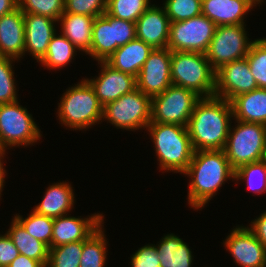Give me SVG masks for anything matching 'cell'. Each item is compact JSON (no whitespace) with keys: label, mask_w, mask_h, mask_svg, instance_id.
I'll return each instance as SVG.
<instances>
[{"label":"cell","mask_w":266,"mask_h":267,"mask_svg":"<svg viewBox=\"0 0 266 267\" xmlns=\"http://www.w3.org/2000/svg\"><path fill=\"white\" fill-rule=\"evenodd\" d=\"M232 106L226 99L201 98L194 107L187 130L194 151L224 150L230 130Z\"/></svg>","instance_id":"cell-1"},{"label":"cell","mask_w":266,"mask_h":267,"mask_svg":"<svg viewBox=\"0 0 266 267\" xmlns=\"http://www.w3.org/2000/svg\"><path fill=\"white\" fill-rule=\"evenodd\" d=\"M183 174L192 179L188 189V204L194 209H202L227 178L235 180V170L224 150L194 151Z\"/></svg>","instance_id":"cell-2"},{"label":"cell","mask_w":266,"mask_h":267,"mask_svg":"<svg viewBox=\"0 0 266 267\" xmlns=\"http://www.w3.org/2000/svg\"><path fill=\"white\" fill-rule=\"evenodd\" d=\"M146 128L155 144V153H157L160 168L165 171L183 173L194 154L187 127L150 122Z\"/></svg>","instance_id":"cell-3"},{"label":"cell","mask_w":266,"mask_h":267,"mask_svg":"<svg viewBox=\"0 0 266 267\" xmlns=\"http://www.w3.org/2000/svg\"><path fill=\"white\" fill-rule=\"evenodd\" d=\"M170 71L172 85L187 88L201 98L214 96L216 71L209 63L206 54L171 51Z\"/></svg>","instance_id":"cell-4"},{"label":"cell","mask_w":266,"mask_h":267,"mask_svg":"<svg viewBox=\"0 0 266 267\" xmlns=\"http://www.w3.org/2000/svg\"><path fill=\"white\" fill-rule=\"evenodd\" d=\"M58 116L61 124L75 130L89 128L102 120L103 106L86 79L64 93L58 106Z\"/></svg>","instance_id":"cell-5"},{"label":"cell","mask_w":266,"mask_h":267,"mask_svg":"<svg viewBox=\"0 0 266 267\" xmlns=\"http://www.w3.org/2000/svg\"><path fill=\"white\" fill-rule=\"evenodd\" d=\"M236 122L237 127L232 129L230 126L224 148L234 170L266 159V125L239 120Z\"/></svg>","instance_id":"cell-6"},{"label":"cell","mask_w":266,"mask_h":267,"mask_svg":"<svg viewBox=\"0 0 266 267\" xmlns=\"http://www.w3.org/2000/svg\"><path fill=\"white\" fill-rule=\"evenodd\" d=\"M136 38L135 22L118 19L107 12L95 17L92 27L91 57L105 61L116 49Z\"/></svg>","instance_id":"cell-7"},{"label":"cell","mask_w":266,"mask_h":267,"mask_svg":"<svg viewBox=\"0 0 266 267\" xmlns=\"http://www.w3.org/2000/svg\"><path fill=\"white\" fill-rule=\"evenodd\" d=\"M200 99L187 88L170 85L163 93L151 98V122L187 127L195 104Z\"/></svg>","instance_id":"cell-8"},{"label":"cell","mask_w":266,"mask_h":267,"mask_svg":"<svg viewBox=\"0 0 266 267\" xmlns=\"http://www.w3.org/2000/svg\"><path fill=\"white\" fill-rule=\"evenodd\" d=\"M103 119L120 129L146 128L151 122V97L138 88L103 107Z\"/></svg>","instance_id":"cell-9"},{"label":"cell","mask_w":266,"mask_h":267,"mask_svg":"<svg viewBox=\"0 0 266 267\" xmlns=\"http://www.w3.org/2000/svg\"><path fill=\"white\" fill-rule=\"evenodd\" d=\"M18 101L0 104V146L30 145L40 139L41 134L32 115Z\"/></svg>","instance_id":"cell-10"},{"label":"cell","mask_w":266,"mask_h":267,"mask_svg":"<svg viewBox=\"0 0 266 267\" xmlns=\"http://www.w3.org/2000/svg\"><path fill=\"white\" fill-rule=\"evenodd\" d=\"M244 24L217 26L206 54L216 71L221 66L246 57L251 44Z\"/></svg>","instance_id":"cell-11"},{"label":"cell","mask_w":266,"mask_h":267,"mask_svg":"<svg viewBox=\"0 0 266 267\" xmlns=\"http://www.w3.org/2000/svg\"><path fill=\"white\" fill-rule=\"evenodd\" d=\"M216 24L200 14L185 21L171 22L168 46L171 51L206 53Z\"/></svg>","instance_id":"cell-12"},{"label":"cell","mask_w":266,"mask_h":267,"mask_svg":"<svg viewBox=\"0 0 266 267\" xmlns=\"http://www.w3.org/2000/svg\"><path fill=\"white\" fill-rule=\"evenodd\" d=\"M258 88L246 58L221 66L215 73L214 96L227 101Z\"/></svg>","instance_id":"cell-13"},{"label":"cell","mask_w":266,"mask_h":267,"mask_svg":"<svg viewBox=\"0 0 266 267\" xmlns=\"http://www.w3.org/2000/svg\"><path fill=\"white\" fill-rule=\"evenodd\" d=\"M170 68L171 50L153 49L136 78L137 88L151 98L163 93L172 85Z\"/></svg>","instance_id":"cell-14"},{"label":"cell","mask_w":266,"mask_h":267,"mask_svg":"<svg viewBox=\"0 0 266 267\" xmlns=\"http://www.w3.org/2000/svg\"><path fill=\"white\" fill-rule=\"evenodd\" d=\"M224 245L241 267H266V247L248 227L234 228Z\"/></svg>","instance_id":"cell-15"},{"label":"cell","mask_w":266,"mask_h":267,"mask_svg":"<svg viewBox=\"0 0 266 267\" xmlns=\"http://www.w3.org/2000/svg\"><path fill=\"white\" fill-rule=\"evenodd\" d=\"M100 63L101 74L96 79L86 80L94 89L103 107L137 88L135 76L115 70L105 61H100Z\"/></svg>","instance_id":"cell-16"},{"label":"cell","mask_w":266,"mask_h":267,"mask_svg":"<svg viewBox=\"0 0 266 267\" xmlns=\"http://www.w3.org/2000/svg\"><path fill=\"white\" fill-rule=\"evenodd\" d=\"M103 215L94 214L89 218L62 215L53 218L51 247L86 240L103 223Z\"/></svg>","instance_id":"cell-17"},{"label":"cell","mask_w":266,"mask_h":267,"mask_svg":"<svg viewBox=\"0 0 266 267\" xmlns=\"http://www.w3.org/2000/svg\"><path fill=\"white\" fill-rule=\"evenodd\" d=\"M150 6L135 22L136 38L150 45L153 49L168 46L170 19L164 7Z\"/></svg>","instance_id":"cell-18"},{"label":"cell","mask_w":266,"mask_h":267,"mask_svg":"<svg viewBox=\"0 0 266 267\" xmlns=\"http://www.w3.org/2000/svg\"><path fill=\"white\" fill-rule=\"evenodd\" d=\"M54 22L57 21L46 16L33 13L24 14V54L26 51L30 52L37 62L44 58L48 45L56 33Z\"/></svg>","instance_id":"cell-19"},{"label":"cell","mask_w":266,"mask_h":267,"mask_svg":"<svg viewBox=\"0 0 266 267\" xmlns=\"http://www.w3.org/2000/svg\"><path fill=\"white\" fill-rule=\"evenodd\" d=\"M262 0H202V14L216 26L244 24V15Z\"/></svg>","instance_id":"cell-20"},{"label":"cell","mask_w":266,"mask_h":267,"mask_svg":"<svg viewBox=\"0 0 266 267\" xmlns=\"http://www.w3.org/2000/svg\"><path fill=\"white\" fill-rule=\"evenodd\" d=\"M24 13L15 9L0 17V56L18 60L24 55Z\"/></svg>","instance_id":"cell-21"},{"label":"cell","mask_w":266,"mask_h":267,"mask_svg":"<svg viewBox=\"0 0 266 267\" xmlns=\"http://www.w3.org/2000/svg\"><path fill=\"white\" fill-rule=\"evenodd\" d=\"M153 48L135 38L123 46H120L108 57L105 62L113 69L130 74L137 78L141 67L147 60Z\"/></svg>","instance_id":"cell-22"},{"label":"cell","mask_w":266,"mask_h":267,"mask_svg":"<svg viewBox=\"0 0 266 267\" xmlns=\"http://www.w3.org/2000/svg\"><path fill=\"white\" fill-rule=\"evenodd\" d=\"M233 119L266 125V89L257 88L231 101Z\"/></svg>","instance_id":"cell-23"},{"label":"cell","mask_w":266,"mask_h":267,"mask_svg":"<svg viewBox=\"0 0 266 267\" xmlns=\"http://www.w3.org/2000/svg\"><path fill=\"white\" fill-rule=\"evenodd\" d=\"M74 205V193L71 185L60 182L50 185L39 203L33 209L37 214L57 218L66 215Z\"/></svg>","instance_id":"cell-24"},{"label":"cell","mask_w":266,"mask_h":267,"mask_svg":"<svg viewBox=\"0 0 266 267\" xmlns=\"http://www.w3.org/2000/svg\"><path fill=\"white\" fill-rule=\"evenodd\" d=\"M95 17L63 13L61 21L62 34L78 49L86 54L90 52L92 40V27Z\"/></svg>","instance_id":"cell-25"},{"label":"cell","mask_w":266,"mask_h":267,"mask_svg":"<svg viewBox=\"0 0 266 267\" xmlns=\"http://www.w3.org/2000/svg\"><path fill=\"white\" fill-rule=\"evenodd\" d=\"M157 245L160 267H191L192 251L178 236L167 234Z\"/></svg>","instance_id":"cell-26"},{"label":"cell","mask_w":266,"mask_h":267,"mask_svg":"<svg viewBox=\"0 0 266 267\" xmlns=\"http://www.w3.org/2000/svg\"><path fill=\"white\" fill-rule=\"evenodd\" d=\"M7 234L18 249L19 254L38 261L42 266L47 265L49 247L30 235L15 218L12 220Z\"/></svg>","instance_id":"cell-27"},{"label":"cell","mask_w":266,"mask_h":267,"mask_svg":"<svg viewBox=\"0 0 266 267\" xmlns=\"http://www.w3.org/2000/svg\"><path fill=\"white\" fill-rule=\"evenodd\" d=\"M102 225L83 240L80 267H104L107 255V244Z\"/></svg>","instance_id":"cell-28"},{"label":"cell","mask_w":266,"mask_h":267,"mask_svg":"<svg viewBox=\"0 0 266 267\" xmlns=\"http://www.w3.org/2000/svg\"><path fill=\"white\" fill-rule=\"evenodd\" d=\"M78 50L62 33L53 35L44 58L40 61L42 65L50 69L61 68L71 62Z\"/></svg>","instance_id":"cell-29"},{"label":"cell","mask_w":266,"mask_h":267,"mask_svg":"<svg viewBox=\"0 0 266 267\" xmlns=\"http://www.w3.org/2000/svg\"><path fill=\"white\" fill-rule=\"evenodd\" d=\"M83 240L49 248L46 267H80Z\"/></svg>","instance_id":"cell-30"},{"label":"cell","mask_w":266,"mask_h":267,"mask_svg":"<svg viewBox=\"0 0 266 267\" xmlns=\"http://www.w3.org/2000/svg\"><path fill=\"white\" fill-rule=\"evenodd\" d=\"M14 218L30 235L51 248L53 218L37 214L34 210L25 219L17 214Z\"/></svg>","instance_id":"cell-31"},{"label":"cell","mask_w":266,"mask_h":267,"mask_svg":"<svg viewBox=\"0 0 266 267\" xmlns=\"http://www.w3.org/2000/svg\"><path fill=\"white\" fill-rule=\"evenodd\" d=\"M150 0H107L106 12L118 19L136 22L151 6Z\"/></svg>","instance_id":"cell-32"},{"label":"cell","mask_w":266,"mask_h":267,"mask_svg":"<svg viewBox=\"0 0 266 267\" xmlns=\"http://www.w3.org/2000/svg\"><path fill=\"white\" fill-rule=\"evenodd\" d=\"M245 58L258 88L266 89V38L255 39Z\"/></svg>","instance_id":"cell-33"},{"label":"cell","mask_w":266,"mask_h":267,"mask_svg":"<svg viewBox=\"0 0 266 267\" xmlns=\"http://www.w3.org/2000/svg\"><path fill=\"white\" fill-rule=\"evenodd\" d=\"M235 179L246 180L247 186L253 191L258 193L266 191V159L249 163L239 167L235 170Z\"/></svg>","instance_id":"cell-34"},{"label":"cell","mask_w":266,"mask_h":267,"mask_svg":"<svg viewBox=\"0 0 266 267\" xmlns=\"http://www.w3.org/2000/svg\"><path fill=\"white\" fill-rule=\"evenodd\" d=\"M65 0H18V8L24 14H38L58 21L64 13Z\"/></svg>","instance_id":"cell-35"},{"label":"cell","mask_w":266,"mask_h":267,"mask_svg":"<svg viewBox=\"0 0 266 267\" xmlns=\"http://www.w3.org/2000/svg\"><path fill=\"white\" fill-rule=\"evenodd\" d=\"M164 9L170 22H180L202 14V0H166Z\"/></svg>","instance_id":"cell-36"},{"label":"cell","mask_w":266,"mask_h":267,"mask_svg":"<svg viewBox=\"0 0 266 267\" xmlns=\"http://www.w3.org/2000/svg\"><path fill=\"white\" fill-rule=\"evenodd\" d=\"M16 59L0 56V104L18 101L12 62Z\"/></svg>","instance_id":"cell-37"},{"label":"cell","mask_w":266,"mask_h":267,"mask_svg":"<svg viewBox=\"0 0 266 267\" xmlns=\"http://www.w3.org/2000/svg\"><path fill=\"white\" fill-rule=\"evenodd\" d=\"M107 0H65L64 13L82 14L92 17L106 12Z\"/></svg>","instance_id":"cell-38"},{"label":"cell","mask_w":266,"mask_h":267,"mask_svg":"<svg viewBox=\"0 0 266 267\" xmlns=\"http://www.w3.org/2000/svg\"><path fill=\"white\" fill-rule=\"evenodd\" d=\"M132 267H160L156 245H145L131 256Z\"/></svg>","instance_id":"cell-39"},{"label":"cell","mask_w":266,"mask_h":267,"mask_svg":"<svg viewBox=\"0 0 266 267\" xmlns=\"http://www.w3.org/2000/svg\"><path fill=\"white\" fill-rule=\"evenodd\" d=\"M18 255L19 251L8 234L0 235V267H8Z\"/></svg>","instance_id":"cell-40"},{"label":"cell","mask_w":266,"mask_h":267,"mask_svg":"<svg viewBox=\"0 0 266 267\" xmlns=\"http://www.w3.org/2000/svg\"><path fill=\"white\" fill-rule=\"evenodd\" d=\"M251 223V227L248 229L266 247V211Z\"/></svg>","instance_id":"cell-41"},{"label":"cell","mask_w":266,"mask_h":267,"mask_svg":"<svg viewBox=\"0 0 266 267\" xmlns=\"http://www.w3.org/2000/svg\"><path fill=\"white\" fill-rule=\"evenodd\" d=\"M8 267H43L38 261L19 254Z\"/></svg>","instance_id":"cell-42"},{"label":"cell","mask_w":266,"mask_h":267,"mask_svg":"<svg viewBox=\"0 0 266 267\" xmlns=\"http://www.w3.org/2000/svg\"><path fill=\"white\" fill-rule=\"evenodd\" d=\"M18 8V0H0V17Z\"/></svg>","instance_id":"cell-43"},{"label":"cell","mask_w":266,"mask_h":267,"mask_svg":"<svg viewBox=\"0 0 266 267\" xmlns=\"http://www.w3.org/2000/svg\"><path fill=\"white\" fill-rule=\"evenodd\" d=\"M4 155H5V149L0 146V196H1L2 188L4 186L3 185V183L5 181L4 176L6 174V171L3 168V163L1 162L3 160L2 158L4 157Z\"/></svg>","instance_id":"cell-44"}]
</instances>
